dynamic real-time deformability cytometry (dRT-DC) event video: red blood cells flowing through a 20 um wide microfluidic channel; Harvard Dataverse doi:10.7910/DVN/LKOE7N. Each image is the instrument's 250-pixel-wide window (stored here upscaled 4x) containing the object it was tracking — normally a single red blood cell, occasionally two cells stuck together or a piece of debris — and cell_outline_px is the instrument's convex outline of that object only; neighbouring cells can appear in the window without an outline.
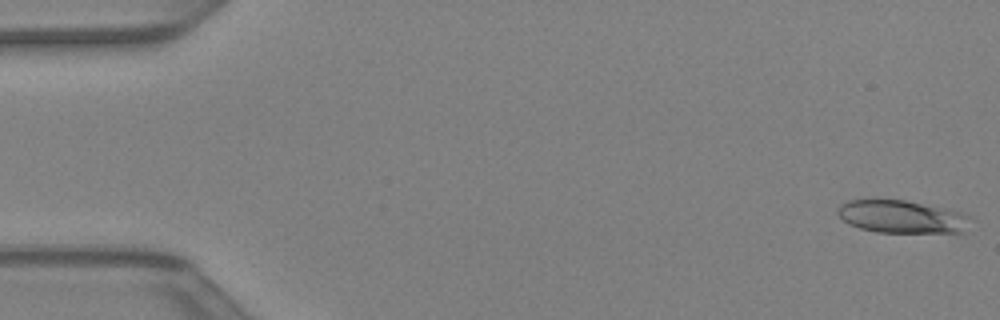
{"species": "Egyptian fruit bat (a non-hibernating species)", "species_latin": "Rousettus aegyptiacus", "temperature_condition": "warm", "stored_images_in_passage": 12, "camera_frame_rate_fps": 3000, "um_per_image_px": 0.085, "animal": {"sex": "female"}, "frame": {"image": 1, "passage_image": 1, "time_ms": 0.0, "image_size_px": [1000, 320], "cell_outline_px": [[964, 232], [876, 232], [860, 228], [848, 224], [836, 212], [840, 204], [848, 200], [904, 200], [960, 212]], "centroid_in_image_um": [76.45, 18.42], "position_along_channel_um": 8.6, "area_um2": 24.22}}
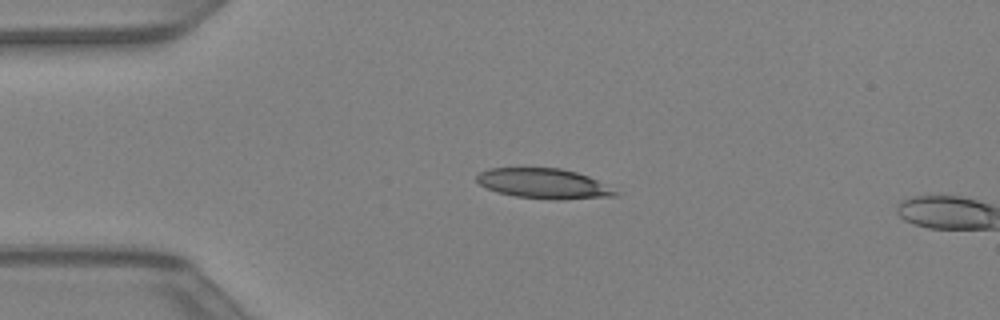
{"frame": {"image": 2, "passage_image": 10, "time_ms": 3.0, "image_size_px": [1000, 320], "cell_outline_px": [[620, 196], [560, 200], [556, 200], [516, 196], [496, 192], [480, 184], [476, 180], [476, 176], [480, 172], [488, 168], [560, 168], [576, 172], [588, 176], [596, 180], [616, 192]], "centroid_in_image_um": [46.19, 15.61], "position_along_channel_um": 38.8, "area_um2": 24.1}}